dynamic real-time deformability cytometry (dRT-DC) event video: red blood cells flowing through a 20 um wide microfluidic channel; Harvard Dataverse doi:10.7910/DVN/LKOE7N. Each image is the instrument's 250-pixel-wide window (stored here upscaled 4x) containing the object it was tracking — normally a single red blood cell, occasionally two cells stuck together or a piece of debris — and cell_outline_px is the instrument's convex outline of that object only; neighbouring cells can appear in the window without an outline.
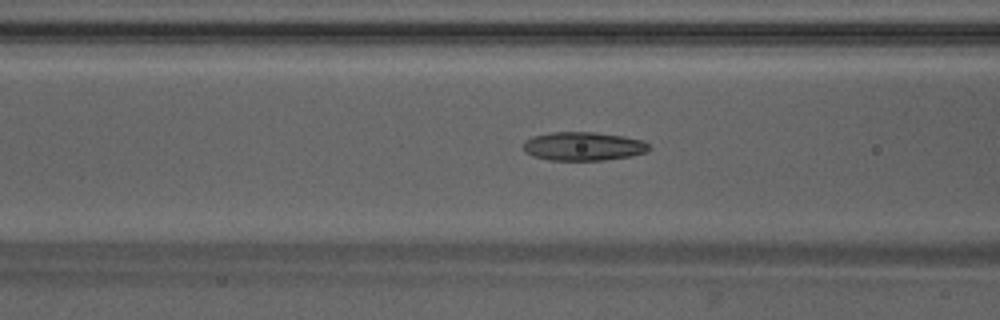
{"species": "Egyptian fruit bat (a non-hibernating species)", "species_latin": "Rousettus aegyptiacus", "temperature_condition": "warm", "stored_images_in_passage": 49, "camera_frame_rate_fps": 3000, "um_per_image_px": 0.085, "animal": {"sex": "male"}, "frame": {"image": 1, "passage_image": 20, "time_ms": 6.333, "image_size_px": [1000, 320], "cell_outline_px": [[652, 148], [644, 152], [632, 156], [604, 160], [548, 160], [532, 156], [524, 152], [524, 140], [532, 136], [552, 132], [592, 132], [624, 136], [644, 140]], "centroid_in_image_um": [49.57, 12.43], "position_along_channel_um": 117.0, "area_um2": 21.15}}
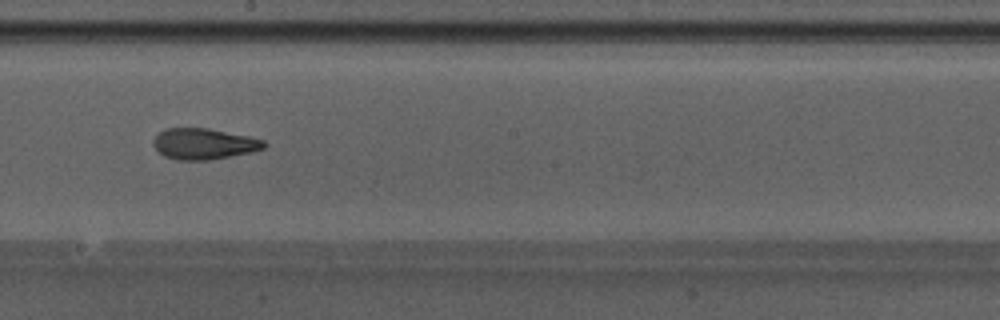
{"frame": {"image": 2, "passage_image": 28, "time_ms": 9.0, "image_size_px": [1000, 320], "cell_outline_px": [[268, 144], [264, 148], [252, 152], [208, 160], [180, 160], [164, 156], [152, 144], [152, 140], [164, 128], [208, 128], [248, 136], [264, 140]], "centroid_in_image_um": [17.34, 12.22], "position_along_channel_um": 230.9, "area_um2": 19.94}}
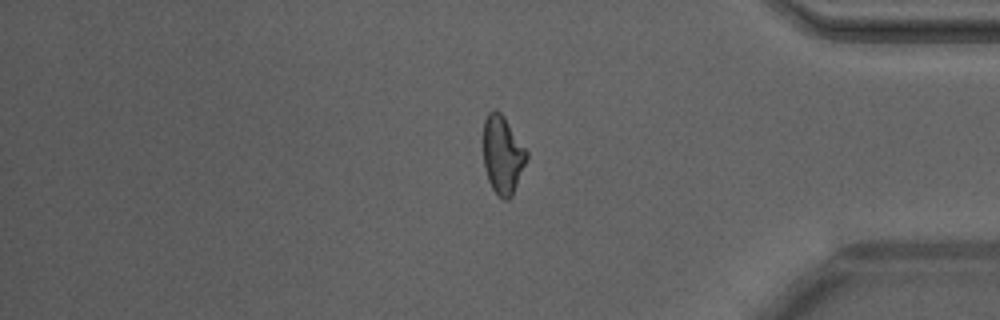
{"frame": {"image": 3, "passage_image": 41, "time_ms": 13.333, "image_size_px": [1000, 320], "cell_outline_px": [[528, 156], [512, 196], [508, 200], [504, 200], [492, 188], [488, 180], [484, 168], [484, 120], [488, 112], [492, 108], [500, 112], [504, 116], [528, 152]], "centroid_in_image_um": [42.72, 13.14], "position_along_channel_um": 392.5, "area_um2": 19.59}, "authors_computed_cell_mechanics": {"area_um2": 20.4034, "velocity_mm_per_s": 4.2738, "shape_relaxation_time_tau1_ms": 9.1382, "shape_relaxation_time_tau2_ms": 2.4292, "deformation_change_tau1": 0.2425, "deformation_change_tau2": 0.1009}}